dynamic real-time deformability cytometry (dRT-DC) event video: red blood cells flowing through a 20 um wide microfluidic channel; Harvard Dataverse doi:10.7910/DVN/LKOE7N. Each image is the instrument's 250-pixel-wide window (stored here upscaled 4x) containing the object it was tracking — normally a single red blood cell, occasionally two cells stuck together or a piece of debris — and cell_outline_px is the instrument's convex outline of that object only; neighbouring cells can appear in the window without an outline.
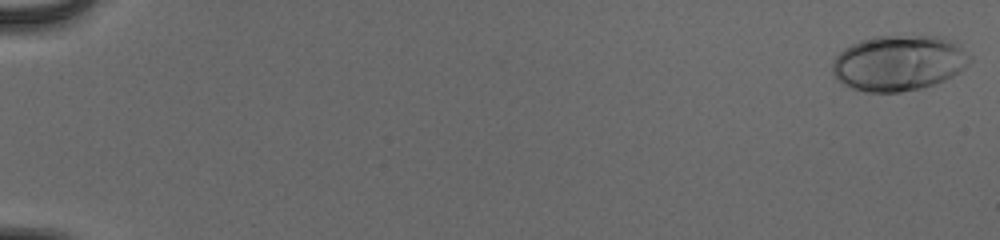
{"species": "human", "species_latin": "Homo sapiens", "temperature_condition": "cold", "stored_images_in_passage": 54, "camera_frame_rate_fps": 3000, "um_per_image_px": 0.085, "donor": {"sex": "male"}, "frame": {"image": 1, "passage_image": 1, "time_ms": 0.0, "image_size_px": [1000, 240], "cell_outline_px": [[972, 60], [960, 72], [944, 80], [920, 88], [900, 92], [864, 92], [852, 88], [836, 80], [832, 72], [832, 64], [836, 56], [844, 48], [860, 40], [876, 36], [940, 36], [960, 44], [972, 56]], "centroid_in_image_um": [76.4, 5.35], "position_along_channel_um": 8.6, "area_um2": 44.74}}
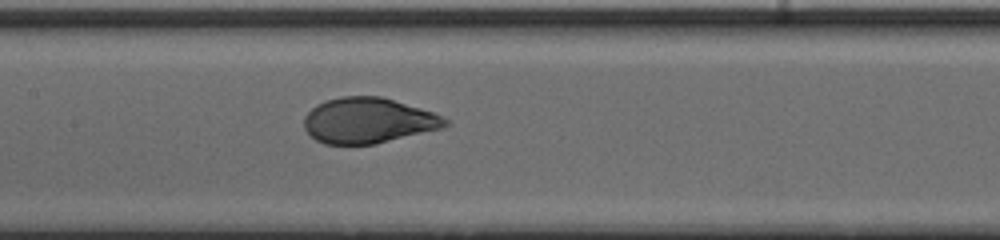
{"frame": {"image": 2, "passage_image": 29, "time_ms": 9.333, "image_size_px": [1000, 240], "cell_outline_px": [[452, 124], [444, 128], [376, 144], [324, 144], [316, 140], [304, 128], [304, 116], [316, 104], [340, 96], [380, 96], [420, 108], [432, 112], [448, 120]], "centroid_in_image_um": [31.31, 10.25], "position_along_channel_um": 176.1, "area_um2": 37.45}}
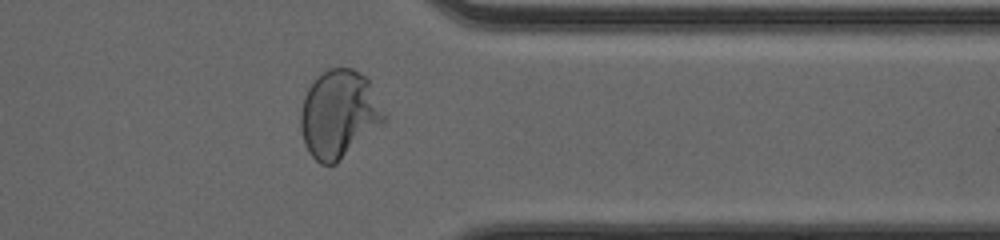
{"frame": {"image": 3, "passage_image": 45, "time_ms": 14.667, "image_size_px": [1000, 240], "cell_outline_px": [[388, 120], [384, 124], [336, 164], [320, 164], [308, 152], [304, 144], [300, 128], [300, 112], [304, 96], [308, 88], [316, 76], [328, 68], [352, 68], [368, 76], [388, 116]], "centroid_in_image_um": [28.85, 9.69], "position_along_channel_um": 382.5, "area_um2": 43.7}, "authors_computed_cell_mechanics": {"area_um2": 39.1017, "velocity_mm_per_s": 3.9306, "shape_relaxation_time_tau1_ms": 3.4213, "shape_relaxation_time_tau2_ms": null, "deformation_change_tau1": 0.1877, "deformation_change_tau2": null}}